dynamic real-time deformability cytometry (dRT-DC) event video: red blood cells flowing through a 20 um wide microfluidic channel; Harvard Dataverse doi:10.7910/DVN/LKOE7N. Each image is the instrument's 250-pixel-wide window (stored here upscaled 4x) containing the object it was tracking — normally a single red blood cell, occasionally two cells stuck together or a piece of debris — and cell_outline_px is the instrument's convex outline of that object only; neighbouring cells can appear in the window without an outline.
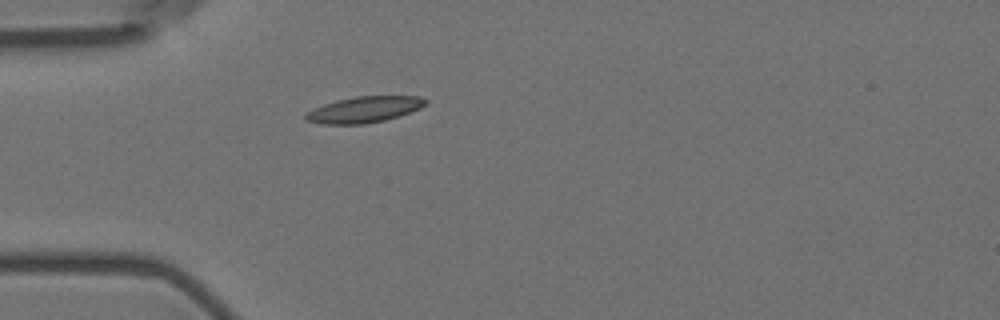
{"species": "Egyptian fruit bat (a non-hibernating species)", "species_latin": "Rousettus aegyptiacus", "temperature_condition": "room temperature", "stored_images_in_passage": 2, "camera_frame_rate_fps": 3000, "um_per_image_px": 0.085, "animal": {"sex": "female"}, "frame": {"image": 1, "passage_image": 2, "time_ms": 1.333, "image_size_px": [1000, 320], "cell_outline_px": [[428, 104], [420, 108], [400, 116], [384, 120], [364, 124], [324, 124], [304, 120], [304, 116], [308, 112], [324, 104], [336, 100], [356, 96], [420, 96], [428, 100]], "centroid_in_image_um": [31.0, 9.31], "position_along_channel_um": 54.0, "area_um2": 18.21}}